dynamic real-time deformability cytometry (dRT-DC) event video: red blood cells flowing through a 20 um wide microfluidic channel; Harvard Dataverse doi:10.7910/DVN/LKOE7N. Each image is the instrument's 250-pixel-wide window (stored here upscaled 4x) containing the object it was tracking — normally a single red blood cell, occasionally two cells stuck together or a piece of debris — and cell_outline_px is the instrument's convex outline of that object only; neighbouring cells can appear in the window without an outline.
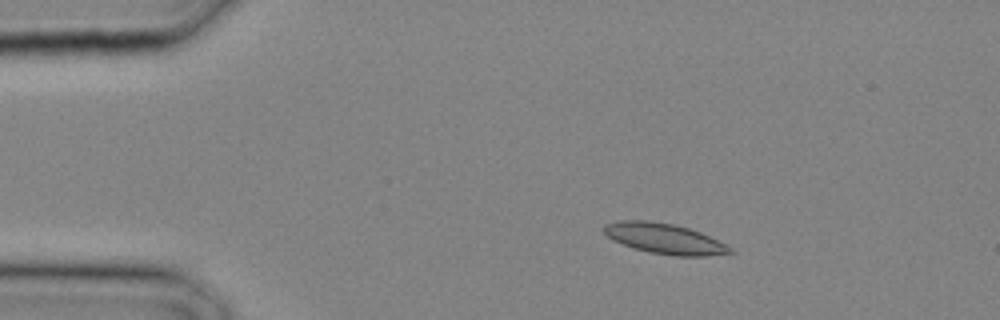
{"species": "common noctule bat (a hibernating species)", "species_latin": "Nyctalus noctula", "temperature_condition": "cold", "stored_images_in_passage": 28, "camera_frame_rate_fps": 3000, "um_per_image_px": 0.085, "animal": {"sex": "male", "body_mass_g": 20.4}, "frame": {"image": 1, "passage_image": 4, "time_ms": 1.0, "image_size_px": [1000, 320], "cell_outline_px": [[736, 252], [708, 256], [676, 256], [648, 252], [632, 248], [612, 240], [604, 232], [604, 224], [620, 220], [644, 220], [672, 224], [688, 228], [700, 232], [732, 248]], "centroid_in_image_um": [56.46, 20.29], "position_along_channel_um": 28.5, "area_um2": 22.25}}
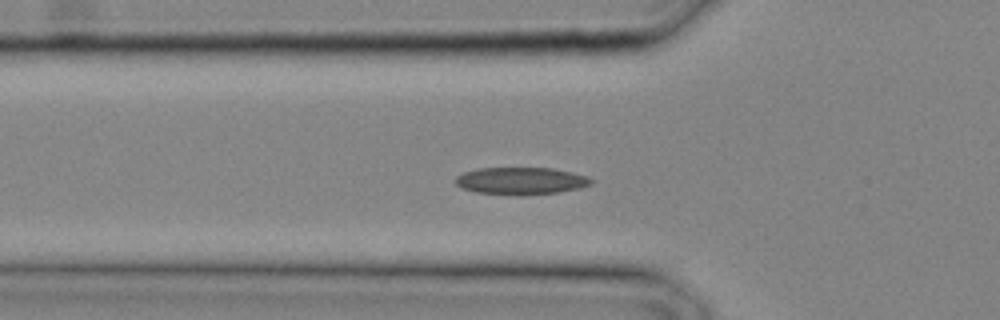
{"frame": {"image": 2, "passage_image": 9, "time_ms": 2.667, "image_size_px": [1000, 320], "cell_outline_px": [[596, 180], [592, 184], [580, 188], [560, 192], [520, 196], [476, 192], [460, 188], [456, 184], [456, 176], [464, 172], [480, 168], [552, 168], [572, 172], [588, 176]], "centroid_in_image_um": [44.32, 15.38], "position_along_channel_um": 81.5, "area_um2": 21.85}}
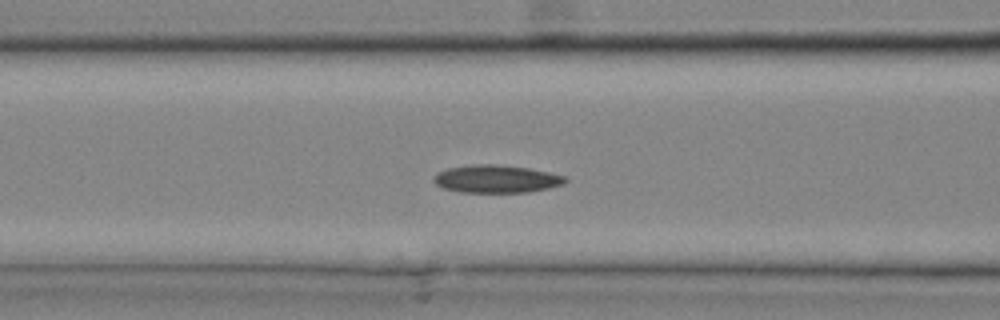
{"frame": {"image": 3, "passage_image": 11, "time_ms": 3.333, "image_size_px": [1000, 320], "cell_outline_px": [[568, 180], [564, 184], [548, 188], [528, 192], [460, 192], [444, 188], [436, 184], [432, 180], [432, 176], [436, 172], [448, 168], [472, 164], [500, 164], [528, 168], [548, 172], [564, 176]], "centroid_in_image_um": [42.15, 15.2], "position_along_channel_um": 124.4, "area_um2": 21.39}}